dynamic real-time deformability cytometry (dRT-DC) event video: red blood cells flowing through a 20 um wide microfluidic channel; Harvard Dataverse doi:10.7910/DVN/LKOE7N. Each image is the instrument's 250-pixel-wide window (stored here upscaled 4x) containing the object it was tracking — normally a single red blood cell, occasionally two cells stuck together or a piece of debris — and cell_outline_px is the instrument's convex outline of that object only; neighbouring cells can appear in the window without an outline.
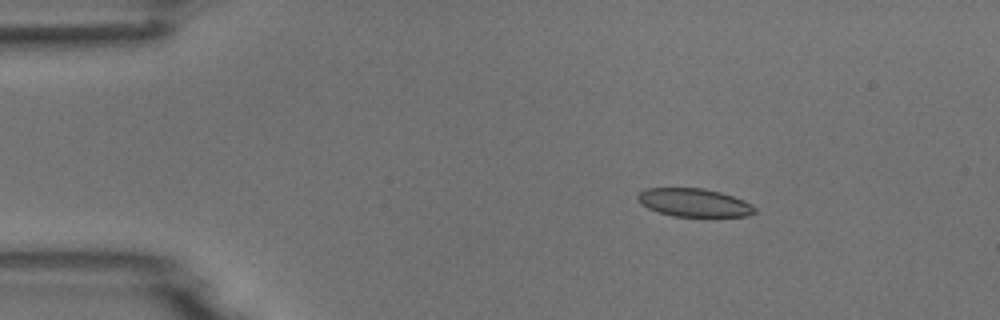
{"species": "common noctule bat (a hibernating species)", "species_latin": "Nyctalus noctula", "temperature_condition": "room temperature", "stored_images_in_passage": 4, "camera_frame_rate_fps": 3000, "um_per_image_px": 0.085, "animal": {"sex": "male", "body_mass_g": 18.8}, "frame": {"image": 1, "passage_image": 2, "time_ms": 2.0, "image_size_px": [1000, 320], "cell_outline_px": [[756, 212], [748, 216], [672, 216], [648, 208], [640, 204], [636, 196], [644, 188], [704, 188], [720, 192], [744, 200], [752, 204], [756, 208]], "centroid_in_image_um": [58.99, 17.21], "position_along_channel_um": 26.0, "area_um2": 19.25}}